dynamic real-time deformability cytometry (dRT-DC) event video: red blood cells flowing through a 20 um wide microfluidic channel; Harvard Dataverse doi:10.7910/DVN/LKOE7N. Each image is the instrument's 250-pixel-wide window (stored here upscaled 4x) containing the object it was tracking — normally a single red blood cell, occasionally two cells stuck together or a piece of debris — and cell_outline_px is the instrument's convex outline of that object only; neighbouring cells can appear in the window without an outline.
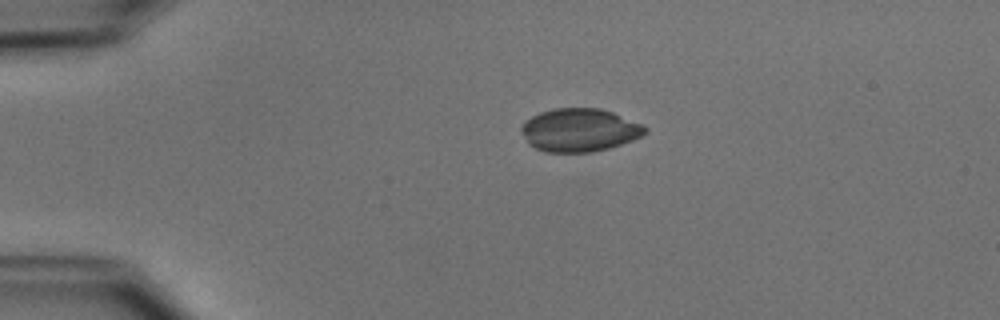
{"species": "common noctule bat (a hibernating species)", "species_latin": "Nyctalus noctula", "temperature_condition": "cold", "stored_images_in_passage": 39, "camera_frame_rate_fps": 3000, "um_per_image_px": 0.085, "animal": {"sex": "male", "body_mass_g": 15.6}, "frame": {"image": 1, "passage_image": 1, "time_ms": 0.0, "image_size_px": [1000, 320], "cell_outline_px": [[648, 132], [632, 140], [608, 148], [592, 152], [544, 152], [528, 144], [520, 132], [520, 128], [524, 120], [540, 112], [552, 108], [600, 108], [612, 112], [640, 124], [648, 128]], "centroid_in_image_um": [49.2, 11.05], "position_along_channel_um": 35.8, "area_um2": 31.15}}
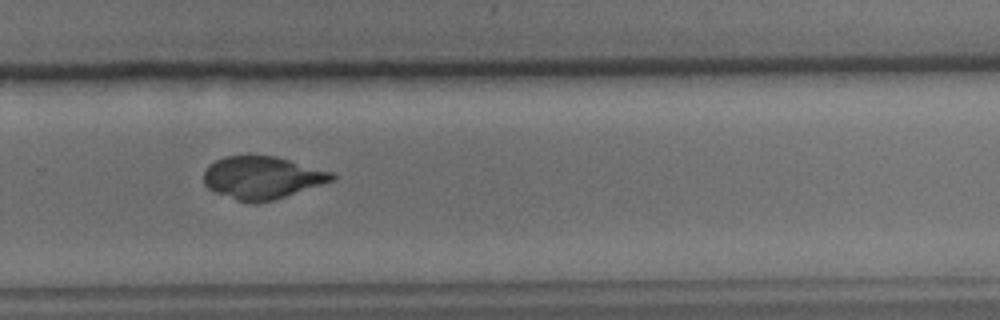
{"frame": {"image": 2, "passage_image": 25, "time_ms": 8.0, "image_size_px": [1000, 320], "cell_outline_px": [[336, 180], [272, 200], [256, 204], [252, 204], [236, 200], [216, 192], [208, 188], [204, 184], [204, 172], [208, 164], [224, 156], [248, 152], [276, 156], [336, 172]], "centroid_in_image_um": [22.29, 15.05], "position_along_channel_um": 307.5, "area_um2": 32.83}}
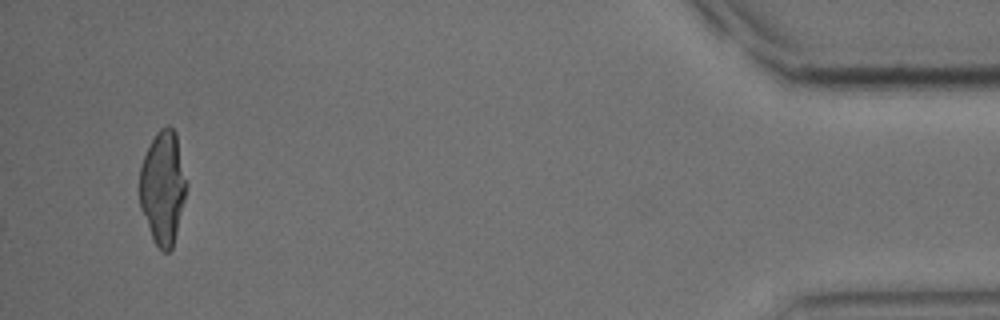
{"frame": {"image": 3, "passage_image": 39, "time_ms": 12.667, "image_size_px": [1000, 320], "cell_outline_px": [[188, 184], [172, 248], [168, 252], [164, 252], [152, 240], [140, 208], [140, 168], [144, 156], [156, 132], [160, 128], [168, 124], [176, 132]], "centroid_in_image_um": [13.85, 15.92], "position_along_channel_um": 421.4, "area_um2": 30.92}}